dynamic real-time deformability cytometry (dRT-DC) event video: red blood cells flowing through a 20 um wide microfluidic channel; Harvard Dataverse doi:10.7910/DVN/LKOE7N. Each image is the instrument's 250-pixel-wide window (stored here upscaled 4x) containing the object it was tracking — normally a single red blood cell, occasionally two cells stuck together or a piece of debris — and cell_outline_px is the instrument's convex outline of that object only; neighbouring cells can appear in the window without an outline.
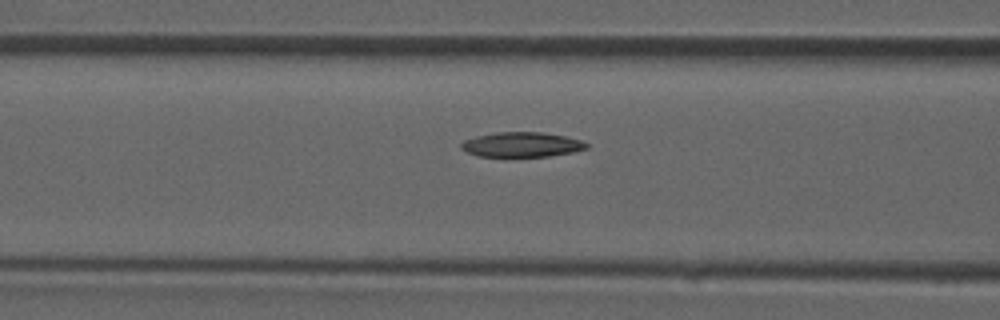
{"species": "common noctule bat (a hibernating species)", "species_latin": "Nyctalus noctula", "temperature_condition": "room temperature", "stored_images_in_passage": 9, "camera_frame_rate_fps": 3000, "um_per_image_px": 0.085, "animal": {"sex": "male", "forearm_length_mm": 52.5}, "frame": {"image": 1, "passage_image": 7, "time_ms": 2.0, "image_size_px": [1000, 320], "cell_outline_px": [[588, 148], [572, 152], [548, 156], [476, 156], [460, 148], [460, 144], [464, 140], [476, 136], [496, 132], [544, 132], [564, 136], [580, 140], [588, 144]], "centroid_in_image_um": [44.32, 12.28], "position_along_channel_um": 122.3, "area_um2": 18.03}}